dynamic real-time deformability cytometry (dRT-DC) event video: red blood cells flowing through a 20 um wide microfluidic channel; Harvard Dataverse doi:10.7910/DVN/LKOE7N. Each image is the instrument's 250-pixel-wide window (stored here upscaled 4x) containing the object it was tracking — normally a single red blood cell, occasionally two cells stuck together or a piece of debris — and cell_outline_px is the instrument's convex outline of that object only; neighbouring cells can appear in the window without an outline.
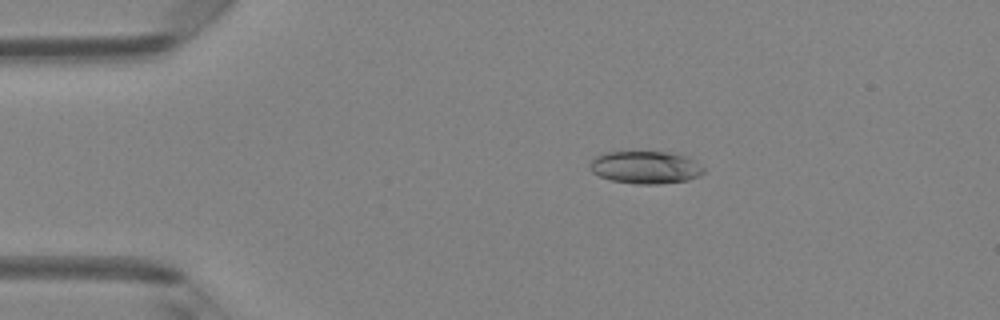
{"species": "Egyptian fruit bat (a non-hibernating species)", "species_latin": "Rousettus aegyptiacus", "temperature_condition": "room temperature", "stored_images_in_passage": 47, "camera_frame_rate_fps": 3000, "um_per_image_px": 0.085, "animal": {"sex": "female"}, "frame": {"image": 1, "passage_image": 8, "time_ms": 2.333, "image_size_px": [1000, 320], "cell_outline_px": [[704, 172], [700, 176], [688, 180], [660, 184], [636, 184], [612, 180], [600, 176], [592, 172], [588, 168], [588, 164], [596, 156], [604, 152], [668, 152], [684, 156], [692, 160], [704, 168]], "centroid_in_image_um": [54.83, 14.23], "position_along_channel_um": 30.2, "area_um2": 21.56}}
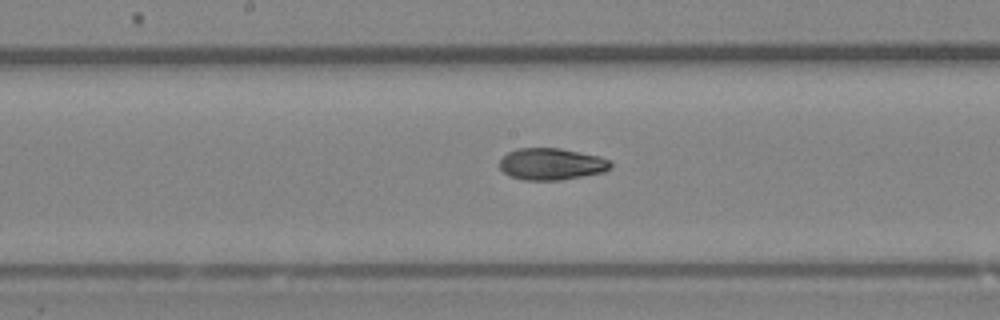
{"frame": {"image": 2, "passage_image": 24, "time_ms": 7.667, "image_size_px": [1000, 320], "cell_outline_px": [[612, 168], [604, 172], [560, 180], [524, 180], [508, 176], [500, 168], [500, 160], [508, 152], [516, 148], [560, 148], [600, 156], [608, 160], [612, 164]], "centroid_in_image_um": [46.87, 13.94], "position_along_channel_um": 201.3, "area_um2": 20.63}}
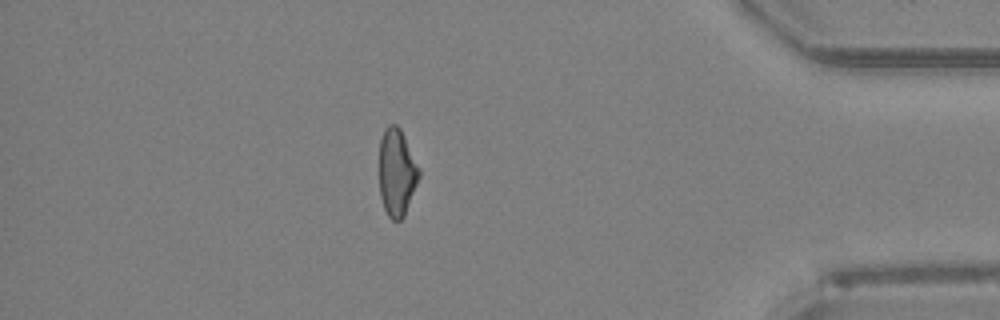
{"frame": {"image": 3, "passage_image": 41, "time_ms": 13.333, "image_size_px": [1000, 320], "cell_outline_px": [[420, 176], [404, 216], [400, 220], [392, 220], [388, 216], [384, 208], [380, 196], [380, 140], [384, 128], [388, 124], [396, 124], [400, 128], [420, 168]], "centroid_in_image_um": [33.73, 14.64], "position_along_channel_um": 401.5, "area_um2": 20.23}, "authors_computed_cell_mechanics": {"area_um2": 20.8658, "velocity_mm_per_s": 4.2124, "shape_relaxation_time_tau1_ms": 6.3071, "shape_relaxation_time_tau2_ms": 2.0079, "deformation_change_tau1": 0.2039, "deformation_change_tau2": 0.0685}}